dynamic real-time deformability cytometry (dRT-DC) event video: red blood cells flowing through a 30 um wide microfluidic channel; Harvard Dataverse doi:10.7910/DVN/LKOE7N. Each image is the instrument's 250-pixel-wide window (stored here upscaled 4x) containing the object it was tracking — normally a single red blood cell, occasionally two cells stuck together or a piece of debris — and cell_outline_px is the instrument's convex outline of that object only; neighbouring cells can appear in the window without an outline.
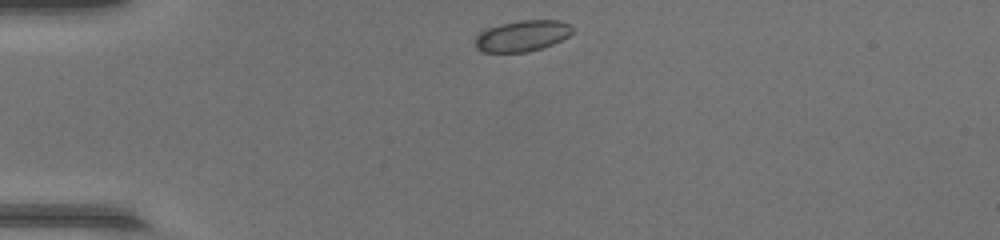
{"species": "common noctule bat (a hibernating species)", "species_latin": "Nyctalus noctula", "temperature_condition": "warm", "stored_images_in_passage": 9, "camera_frame_rate_fps": 3000, "um_per_image_px": 0.085, "animal": {"sex": "female", "body_mass_g": 17.0, "forearm_length_mm": 48.0}, "frame": {"image": 1, "passage_image": 1, "time_ms": 0.0, "image_size_px": [1000, 240], "cell_outline_px": [[572, 32], [568, 36], [552, 44], [540, 48], [524, 52], [480, 52], [476, 48], [476, 32], [480, 28], [520, 20], [560, 20], [568, 24], [572, 28]], "centroid_in_image_um": [44.3, 3.03], "position_along_channel_um": 40.7, "area_um2": 17.74}}
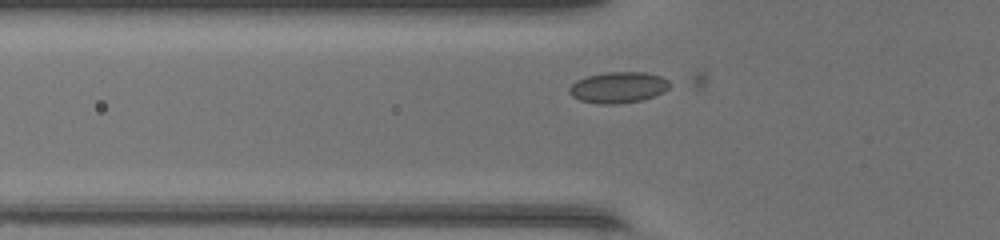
{"frame": {"image": 2, "passage_image": 6, "time_ms": 1.667, "image_size_px": [1000, 240], "cell_outline_px": [[668, 88], [664, 92], [640, 100], [612, 104], [600, 104], [580, 100], [572, 96], [568, 92], [568, 88], [576, 80], [588, 76], [608, 72], [644, 72], [660, 76], [668, 80]], "centroid_in_image_um": [52.51, 7.42], "position_along_channel_um": 73.3, "area_um2": 17.92}}